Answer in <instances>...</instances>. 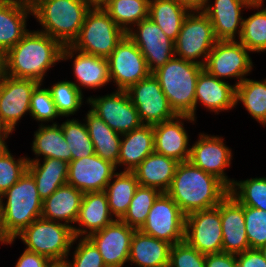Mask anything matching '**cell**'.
<instances>
[{
    "label": "cell",
    "mask_w": 266,
    "mask_h": 267,
    "mask_svg": "<svg viewBox=\"0 0 266 267\" xmlns=\"http://www.w3.org/2000/svg\"><path fill=\"white\" fill-rule=\"evenodd\" d=\"M63 46L40 31H29L14 47L4 54L2 73L42 84L51 67L61 61Z\"/></svg>",
    "instance_id": "obj_1"
},
{
    "label": "cell",
    "mask_w": 266,
    "mask_h": 267,
    "mask_svg": "<svg viewBox=\"0 0 266 267\" xmlns=\"http://www.w3.org/2000/svg\"><path fill=\"white\" fill-rule=\"evenodd\" d=\"M166 193L187 215L218 206L229 194V188L214 175L206 173L190 161H185L177 165Z\"/></svg>",
    "instance_id": "obj_2"
},
{
    "label": "cell",
    "mask_w": 266,
    "mask_h": 267,
    "mask_svg": "<svg viewBox=\"0 0 266 267\" xmlns=\"http://www.w3.org/2000/svg\"><path fill=\"white\" fill-rule=\"evenodd\" d=\"M31 6L32 16L42 26L38 31L56 39L62 46L72 45L77 39L90 9L85 0H36Z\"/></svg>",
    "instance_id": "obj_3"
},
{
    "label": "cell",
    "mask_w": 266,
    "mask_h": 267,
    "mask_svg": "<svg viewBox=\"0 0 266 267\" xmlns=\"http://www.w3.org/2000/svg\"><path fill=\"white\" fill-rule=\"evenodd\" d=\"M4 199L6 203L3 202ZM43 201L38 194L35 180L26 172L0 196L1 221L5 235L14 239L33 221L41 218Z\"/></svg>",
    "instance_id": "obj_4"
},
{
    "label": "cell",
    "mask_w": 266,
    "mask_h": 267,
    "mask_svg": "<svg viewBox=\"0 0 266 267\" xmlns=\"http://www.w3.org/2000/svg\"><path fill=\"white\" fill-rule=\"evenodd\" d=\"M203 69L200 64L173 57L152 73L177 115H190L194 119L196 82Z\"/></svg>",
    "instance_id": "obj_5"
},
{
    "label": "cell",
    "mask_w": 266,
    "mask_h": 267,
    "mask_svg": "<svg viewBox=\"0 0 266 267\" xmlns=\"http://www.w3.org/2000/svg\"><path fill=\"white\" fill-rule=\"evenodd\" d=\"M17 237L26 245L25 249L47 257L54 264H63L76 243L70 226L43 218L33 221L14 239Z\"/></svg>",
    "instance_id": "obj_6"
},
{
    "label": "cell",
    "mask_w": 266,
    "mask_h": 267,
    "mask_svg": "<svg viewBox=\"0 0 266 267\" xmlns=\"http://www.w3.org/2000/svg\"><path fill=\"white\" fill-rule=\"evenodd\" d=\"M125 35L103 8H90L71 46L83 53L107 59Z\"/></svg>",
    "instance_id": "obj_7"
},
{
    "label": "cell",
    "mask_w": 266,
    "mask_h": 267,
    "mask_svg": "<svg viewBox=\"0 0 266 267\" xmlns=\"http://www.w3.org/2000/svg\"><path fill=\"white\" fill-rule=\"evenodd\" d=\"M217 41L208 16L203 11L189 12L174 42L175 57L204 66Z\"/></svg>",
    "instance_id": "obj_8"
},
{
    "label": "cell",
    "mask_w": 266,
    "mask_h": 267,
    "mask_svg": "<svg viewBox=\"0 0 266 267\" xmlns=\"http://www.w3.org/2000/svg\"><path fill=\"white\" fill-rule=\"evenodd\" d=\"M249 52L238 40H218L208 54L204 70L221 80L236 78L238 86L254 66Z\"/></svg>",
    "instance_id": "obj_9"
},
{
    "label": "cell",
    "mask_w": 266,
    "mask_h": 267,
    "mask_svg": "<svg viewBox=\"0 0 266 267\" xmlns=\"http://www.w3.org/2000/svg\"><path fill=\"white\" fill-rule=\"evenodd\" d=\"M185 217L177 203L167 193H161L140 231L174 245L184 241Z\"/></svg>",
    "instance_id": "obj_10"
},
{
    "label": "cell",
    "mask_w": 266,
    "mask_h": 267,
    "mask_svg": "<svg viewBox=\"0 0 266 267\" xmlns=\"http://www.w3.org/2000/svg\"><path fill=\"white\" fill-rule=\"evenodd\" d=\"M184 240L204 255L222 252L221 202L186 215Z\"/></svg>",
    "instance_id": "obj_11"
},
{
    "label": "cell",
    "mask_w": 266,
    "mask_h": 267,
    "mask_svg": "<svg viewBox=\"0 0 266 267\" xmlns=\"http://www.w3.org/2000/svg\"><path fill=\"white\" fill-rule=\"evenodd\" d=\"M39 84L0 73V124L4 129L13 132L21 118L30 113L31 95Z\"/></svg>",
    "instance_id": "obj_12"
},
{
    "label": "cell",
    "mask_w": 266,
    "mask_h": 267,
    "mask_svg": "<svg viewBox=\"0 0 266 267\" xmlns=\"http://www.w3.org/2000/svg\"><path fill=\"white\" fill-rule=\"evenodd\" d=\"M107 60L110 79L117 86V90L127 91L151 74L145 57L127 35L118 43Z\"/></svg>",
    "instance_id": "obj_13"
},
{
    "label": "cell",
    "mask_w": 266,
    "mask_h": 267,
    "mask_svg": "<svg viewBox=\"0 0 266 267\" xmlns=\"http://www.w3.org/2000/svg\"><path fill=\"white\" fill-rule=\"evenodd\" d=\"M127 93L136 107L143 124L155 125L177 116L170 107L158 79L152 73L132 85L127 90Z\"/></svg>",
    "instance_id": "obj_14"
},
{
    "label": "cell",
    "mask_w": 266,
    "mask_h": 267,
    "mask_svg": "<svg viewBox=\"0 0 266 267\" xmlns=\"http://www.w3.org/2000/svg\"><path fill=\"white\" fill-rule=\"evenodd\" d=\"M86 102L91 105L93 113L119 134L128 133L143 124L127 91L116 90L102 97L91 96Z\"/></svg>",
    "instance_id": "obj_15"
},
{
    "label": "cell",
    "mask_w": 266,
    "mask_h": 267,
    "mask_svg": "<svg viewBox=\"0 0 266 267\" xmlns=\"http://www.w3.org/2000/svg\"><path fill=\"white\" fill-rule=\"evenodd\" d=\"M134 28L126 35L140 49L151 73L175 57L174 41L170 40L150 17L140 21Z\"/></svg>",
    "instance_id": "obj_16"
},
{
    "label": "cell",
    "mask_w": 266,
    "mask_h": 267,
    "mask_svg": "<svg viewBox=\"0 0 266 267\" xmlns=\"http://www.w3.org/2000/svg\"><path fill=\"white\" fill-rule=\"evenodd\" d=\"M223 141V137L200 133L199 139L190 146L189 161L230 188L235 180L226 176L225 168L231 165L232 152Z\"/></svg>",
    "instance_id": "obj_17"
},
{
    "label": "cell",
    "mask_w": 266,
    "mask_h": 267,
    "mask_svg": "<svg viewBox=\"0 0 266 267\" xmlns=\"http://www.w3.org/2000/svg\"><path fill=\"white\" fill-rule=\"evenodd\" d=\"M115 171L114 164L93 154L68 163L67 184L79 189L83 194L105 191Z\"/></svg>",
    "instance_id": "obj_18"
},
{
    "label": "cell",
    "mask_w": 266,
    "mask_h": 267,
    "mask_svg": "<svg viewBox=\"0 0 266 267\" xmlns=\"http://www.w3.org/2000/svg\"><path fill=\"white\" fill-rule=\"evenodd\" d=\"M134 232L135 229L125 222L115 219L88 238L97 247L107 267H123L129 260L131 239Z\"/></svg>",
    "instance_id": "obj_19"
},
{
    "label": "cell",
    "mask_w": 266,
    "mask_h": 267,
    "mask_svg": "<svg viewBox=\"0 0 266 267\" xmlns=\"http://www.w3.org/2000/svg\"><path fill=\"white\" fill-rule=\"evenodd\" d=\"M195 122L190 115H177L175 118L153 125L154 151L176 161L185 162L190 158L189 136L183 121Z\"/></svg>",
    "instance_id": "obj_20"
},
{
    "label": "cell",
    "mask_w": 266,
    "mask_h": 267,
    "mask_svg": "<svg viewBox=\"0 0 266 267\" xmlns=\"http://www.w3.org/2000/svg\"><path fill=\"white\" fill-rule=\"evenodd\" d=\"M69 58L71 60L74 58L72 69L77 82L75 83L74 81L73 84L81 92L83 87L94 90L101 89V87L111 82L109 63L106 58L83 53L71 45L63 46L61 61L68 60Z\"/></svg>",
    "instance_id": "obj_21"
},
{
    "label": "cell",
    "mask_w": 266,
    "mask_h": 267,
    "mask_svg": "<svg viewBox=\"0 0 266 267\" xmlns=\"http://www.w3.org/2000/svg\"><path fill=\"white\" fill-rule=\"evenodd\" d=\"M253 8L252 0H210L203 10L212 23L217 40L230 41L240 37L243 25L242 8ZM239 27V28H238Z\"/></svg>",
    "instance_id": "obj_22"
},
{
    "label": "cell",
    "mask_w": 266,
    "mask_h": 267,
    "mask_svg": "<svg viewBox=\"0 0 266 267\" xmlns=\"http://www.w3.org/2000/svg\"><path fill=\"white\" fill-rule=\"evenodd\" d=\"M222 252L241 254L250 249L245 229L244 205L228 194L221 201Z\"/></svg>",
    "instance_id": "obj_23"
},
{
    "label": "cell",
    "mask_w": 266,
    "mask_h": 267,
    "mask_svg": "<svg viewBox=\"0 0 266 267\" xmlns=\"http://www.w3.org/2000/svg\"><path fill=\"white\" fill-rule=\"evenodd\" d=\"M236 86L229 85L228 81L218 79L202 70L197 78L195 88L194 119L198 102L204 105L210 112L231 110L236 106Z\"/></svg>",
    "instance_id": "obj_24"
},
{
    "label": "cell",
    "mask_w": 266,
    "mask_h": 267,
    "mask_svg": "<svg viewBox=\"0 0 266 267\" xmlns=\"http://www.w3.org/2000/svg\"><path fill=\"white\" fill-rule=\"evenodd\" d=\"M33 15L31 4L21 0H0V51L5 54L28 32L27 17Z\"/></svg>",
    "instance_id": "obj_25"
},
{
    "label": "cell",
    "mask_w": 266,
    "mask_h": 267,
    "mask_svg": "<svg viewBox=\"0 0 266 267\" xmlns=\"http://www.w3.org/2000/svg\"><path fill=\"white\" fill-rule=\"evenodd\" d=\"M114 220L109 210L108 197L105 191L84 193L76 221L79 228L77 226L72 227L74 237H89Z\"/></svg>",
    "instance_id": "obj_26"
},
{
    "label": "cell",
    "mask_w": 266,
    "mask_h": 267,
    "mask_svg": "<svg viewBox=\"0 0 266 267\" xmlns=\"http://www.w3.org/2000/svg\"><path fill=\"white\" fill-rule=\"evenodd\" d=\"M83 193L71 185H63L43 201L41 218L54 222L76 224ZM70 223V224H69Z\"/></svg>",
    "instance_id": "obj_27"
},
{
    "label": "cell",
    "mask_w": 266,
    "mask_h": 267,
    "mask_svg": "<svg viewBox=\"0 0 266 267\" xmlns=\"http://www.w3.org/2000/svg\"><path fill=\"white\" fill-rule=\"evenodd\" d=\"M121 137L117 167L125 166L123 171L132 172L148 155L154 152L153 125L142 124L140 127L122 134Z\"/></svg>",
    "instance_id": "obj_28"
},
{
    "label": "cell",
    "mask_w": 266,
    "mask_h": 267,
    "mask_svg": "<svg viewBox=\"0 0 266 267\" xmlns=\"http://www.w3.org/2000/svg\"><path fill=\"white\" fill-rule=\"evenodd\" d=\"M178 161L158 154L148 155L132 172L141 186L155 188L166 193L172 183Z\"/></svg>",
    "instance_id": "obj_29"
},
{
    "label": "cell",
    "mask_w": 266,
    "mask_h": 267,
    "mask_svg": "<svg viewBox=\"0 0 266 267\" xmlns=\"http://www.w3.org/2000/svg\"><path fill=\"white\" fill-rule=\"evenodd\" d=\"M171 244L135 230L128 262L139 267H168Z\"/></svg>",
    "instance_id": "obj_30"
},
{
    "label": "cell",
    "mask_w": 266,
    "mask_h": 267,
    "mask_svg": "<svg viewBox=\"0 0 266 267\" xmlns=\"http://www.w3.org/2000/svg\"><path fill=\"white\" fill-rule=\"evenodd\" d=\"M28 161L27 171L35 180L38 194L42 201L59 187L67 184L68 163L56 158Z\"/></svg>",
    "instance_id": "obj_31"
},
{
    "label": "cell",
    "mask_w": 266,
    "mask_h": 267,
    "mask_svg": "<svg viewBox=\"0 0 266 267\" xmlns=\"http://www.w3.org/2000/svg\"><path fill=\"white\" fill-rule=\"evenodd\" d=\"M36 159L28 158V161L39 160L42 157L56 158L69 163L72 160L71 150L65 141L63 131L58 123L53 122L52 125H40L34 132V140L31 147ZM41 155V156H40Z\"/></svg>",
    "instance_id": "obj_32"
},
{
    "label": "cell",
    "mask_w": 266,
    "mask_h": 267,
    "mask_svg": "<svg viewBox=\"0 0 266 267\" xmlns=\"http://www.w3.org/2000/svg\"><path fill=\"white\" fill-rule=\"evenodd\" d=\"M89 136L93 142L95 154L111 162L117 168L122 134L111 129L100 117L91 110L85 117Z\"/></svg>",
    "instance_id": "obj_33"
},
{
    "label": "cell",
    "mask_w": 266,
    "mask_h": 267,
    "mask_svg": "<svg viewBox=\"0 0 266 267\" xmlns=\"http://www.w3.org/2000/svg\"><path fill=\"white\" fill-rule=\"evenodd\" d=\"M189 12L178 0H150L149 2V17L174 42Z\"/></svg>",
    "instance_id": "obj_34"
},
{
    "label": "cell",
    "mask_w": 266,
    "mask_h": 267,
    "mask_svg": "<svg viewBox=\"0 0 266 267\" xmlns=\"http://www.w3.org/2000/svg\"><path fill=\"white\" fill-rule=\"evenodd\" d=\"M138 186L139 183L133 172L121 171L113 175L105 192L108 197L110 213L115 219L121 220L127 213Z\"/></svg>",
    "instance_id": "obj_35"
},
{
    "label": "cell",
    "mask_w": 266,
    "mask_h": 267,
    "mask_svg": "<svg viewBox=\"0 0 266 267\" xmlns=\"http://www.w3.org/2000/svg\"><path fill=\"white\" fill-rule=\"evenodd\" d=\"M236 105L243 103L251 117L266 126V78L255 81L245 78L236 86Z\"/></svg>",
    "instance_id": "obj_36"
},
{
    "label": "cell",
    "mask_w": 266,
    "mask_h": 267,
    "mask_svg": "<svg viewBox=\"0 0 266 267\" xmlns=\"http://www.w3.org/2000/svg\"><path fill=\"white\" fill-rule=\"evenodd\" d=\"M149 2L150 0H111L103 9L128 33L132 26L149 17Z\"/></svg>",
    "instance_id": "obj_37"
},
{
    "label": "cell",
    "mask_w": 266,
    "mask_h": 267,
    "mask_svg": "<svg viewBox=\"0 0 266 267\" xmlns=\"http://www.w3.org/2000/svg\"><path fill=\"white\" fill-rule=\"evenodd\" d=\"M263 1H253V8L258 9L256 13L243 18L241 35L238 39L250 52L266 51V7Z\"/></svg>",
    "instance_id": "obj_38"
},
{
    "label": "cell",
    "mask_w": 266,
    "mask_h": 267,
    "mask_svg": "<svg viewBox=\"0 0 266 267\" xmlns=\"http://www.w3.org/2000/svg\"><path fill=\"white\" fill-rule=\"evenodd\" d=\"M160 194L161 192L155 188L139 185L130 202L127 213L121 220L131 228L140 230L146 222L154 201Z\"/></svg>",
    "instance_id": "obj_39"
},
{
    "label": "cell",
    "mask_w": 266,
    "mask_h": 267,
    "mask_svg": "<svg viewBox=\"0 0 266 267\" xmlns=\"http://www.w3.org/2000/svg\"><path fill=\"white\" fill-rule=\"evenodd\" d=\"M229 194L244 206L266 211V177L236 180L229 188Z\"/></svg>",
    "instance_id": "obj_40"
},
{
    "label": "cell",
    "mask_w": 266,
    "mask_h": 267,
    "mask_svg": "<svg viewBox=\"0 0 266 267\" xmlns=\"http://www.w3.org/2000/svg\"><path fill=\"white\" fill-rule=\"evenodd\" d=\"M65 141L71 150L72 160L95 154L93 142L89 136L86 123L78 119H67L61 125Z\"/></svg>",
    "instance_id": "obj_41"
},
{
    "label": "cell",
    "mask_w": 266,
    "mask_h": 267,
    "mask_svg": "<svg viewBox=\"0 0 266 267\" xmlns=\"http://www.w3.org/2000/svg\"><path fill=\"white\" fill-rule=\"evenodd\" d=\"M51 92L56 110L61 117H68L76 114L83 104V92H81L72 81H59L52 87H48Z\"/></svg>",
    "instance_id": "obj_42"
},
{
    "label": "cell",
    "mask_w": 266,
    "mask_h": 267,
    "mask_svg": "<svg viewBox=\"0 0 266 267\" xmlns=\"http://www.w3.org/2000/svg\"><path fill=\"white\" fill-rule=\"evenodd\" d=\"M245 229L251 249L266 245V211L244 206Z\"/></svg>",
    "instance_id": "obj_43"
},
{
    "label": "cell",
    "mask_w": 266,
    "mask_h": 267,
    "mask_svg": "<svg viewBox=\"0 0 266 267\" xmlns=\"http://www.w3.org/2000/svg\"><path fill=\"white\" fill-rule=\"evenodd\" d=\"M43 83L39 84L31 95L30 116L41 122H53L60 114L56 110L51 92L48 88H41Z\"/></svg>",
    "instance_id": "obj_44"
},
{
    "label": "cell",
    "mask_w": 266,
    "mask_h": 267,
    "mask_svg": "<svg viewBox=\"0 0 266 267\" xmlns=\"http://www.w3.org/2000/svg\"><path fill=\"white\" fill-rule=\"evenodd\" d=\"M78 244L73 253V261L68 258L62 264L64 267H107L97 247L88 237L78 239Z\"/></svg>",
    "instance_id": "obj_45"
},
{
    "label": "cell",
    "mask_w": 266,
    "mask_h": 267,
    "mask_svg": "<svg viewBox=\"0 0 266 267\" xmlns=\"http://www.w3.org/2000/svg\"><path fill=\"white\" fill-rule=\"evenodd\" d=\"M27 165V157L16 160L10 151L0 158V196L20 179L26 172Z\"/></svg>",
    "instance_id": "obj_46"
},
{
    "label": "cell",
    "mask_w": 266,
    "mask_h": 267,
    "mask_svg": "<svg viewBox=\"0 0 266 267\" xmlns=\"http://www.w3.org/2000/svg\"><path fill=\"white\" fill-rule=\"evenodd\" d=\"M205 256L184 240L171 246L168 267H205Z\"/></svg>",
    "instance_id": "obj_47"
},
{
    "label": "cell",
    "mask_w": 266,
    "mask_h": 267,
    "mask_svg": "<svg viewBox=\"0 0 266 267\" xmlns=\"http://www.w3.org/2000/svg\"><path fill=\"white\" fill-rule=\"evenodd\" d=\"M53 265L54 263L47 257L25 249L15 267H52Z\"/></svg>",
    "instance_id": "obj_48"
},
{
    "label": "cell",
    "mask_w": 266,
    "mask_h": 267,
    "mask_svg": "<svg viewBox=\"0 0 266 267\" xmlns=\"http://www.w3.org/2000/svg\"><path fill=\"white\" fill-rule=\"evenodd\" d=\"M237 267H266V260L258 249H248L236 255Z\"/></svg>",
    "instance_id": "obj_49"
},
{
    "label": "cell",
    "mask_w": 266,
    "mask_h": 267,
    "mask_svg": "<svg viewBox=\"0 0 266 267\" xmlns=\"http://www.w3.org/2000/svg\"><path fill=\"white\" fill-rule=\"evenodd\" d=\"M205 267H237L236 255L223 252L207 254Z\"/></svg>",
    "instance_id": "obj_50"
},
{
    "label": "cell",
    "mask_w": 266,
    "mask_h": 267,
    "mask_svg": "<svg viewBox=\"0 0 266 267\" xmlns=\"http://www.w3.org/2000/svg\"><path fill=\"white\" fill-rule=\"evenodd\" d=\"M183 7L190 12L203 11L208 3V0H178Z\"/></svg>",
    "instance_id": "obj_51"
},
{
    "label": "cell",
    "mask_w": 266,
    "mask_h": 267,
    "mask_svg": "<svg viewBox=\"0 0 266 267\" xmlns=\"http://www.w3.org/2000/svg\"><path fill=\"white\" fill-rule=\"evenodd\" d=\"M10 133L12 132L7 129H3L0 132V158L9 151L8 145L6 144L7 142L5 141H6V138H8L9 135H11Z\"/></svg>",
    "instance_id": "obj_52"
},
{
    "label": "cell",
    "mask_w": 266,
    "mask_h": 267,
    "mask_svg": "<svg viewBox=\"0 0 266 267\" xmlns=\"http://www.w3.org/2000/svg\"><path fill=\"white\" fill-rule=\"evenodd\" d=\"M111 0H85L90 8H103L105 7Z\"/></svg>",
    "instance_id": "obj_53"
},
{
    "label": "cell",
    "mask_w": 266,
    "mask_h": 267,
    "mask_svg": "<svg viewBox=\"0 0 266 267\" xmlns=\"http://www.w3.org/2000/svg\"><path fill=\"white\" fill-rule=\"evenodd\" d=\"M13 241H15V239H9L2 228V221H1V207H0V243L2 244H12L14 243Z\"/></svg>",
    "instance_id": "obj_54"
},
{
    "label": "cell",
    "mask_w": 266,
    "mask_h": 267,
    "mask_svg": "<svg viewBox=\"0 0 266 267\" xmlns=\"http://www.w3.org/2000/svg\"><path fill=\"white\" fill-rule=\"evenodd\" d=\"M4 67V54L0 51V73L3 71Z\"/></svg>",
    "instance_id": "obj_55"
},
{
    "label": "cell",
    "mask_w": 266,
    "mask_h": 267,
    "mask_svg": "<svg viewBox=\"0 0 266 267\" xmlns=\"http://www.w3.org/2000/svg\"><path fill=\"white\" fill-rule=\"evenodd\" d=\"M258 250L260 251L261 255L264 257V259L266 260V245L262 246L260 248H258Z\"/></svg>",
    "instance_id": "obj_56"
},
{
    "label": "cell",
    "mask_w": 266,
    "mask_h": 267,
    "mask_svg": "<svg viewBox=\"0 0 266 267\" xmlns=\"http://www.w3.org/2000/svg\"><path fill=\"white\" fill-rule=\"evenodd\" d=\"M25 3H28V4H32L33 2H35L36 0H21Z\"/></svg>",
    "instance_id": "obj_57"
},
{
    "label": "cell",
    "mask_w": 266,
    "mask_h": 267,
    "mask_svg": "<svg viewBox=\"0 0 266 267\" xmlns=\"http://www.w3.org/2000/svg\"><path fill=\"white\" fill-rule=\"evenodd\" d=\"M52 267H64L62 264H54Z\"/></svg>",
    "instance_id": "obj_58"
},
{
    "label": "cell",
    "mask_w": 266,
    "mask_h": 267,
    "mask_svg": "<svg viewBox=\"0 0 266 267\" xmlns=\"http://www.w3.org/2000/svg\"><path fill=\"white\" fill-rule=\"evenodd\" d=\"M4 128L2 127V125L0 124V132L3 130Z\"/></svg>",
    "instance_id": "obj_59"
}]
</instances>
